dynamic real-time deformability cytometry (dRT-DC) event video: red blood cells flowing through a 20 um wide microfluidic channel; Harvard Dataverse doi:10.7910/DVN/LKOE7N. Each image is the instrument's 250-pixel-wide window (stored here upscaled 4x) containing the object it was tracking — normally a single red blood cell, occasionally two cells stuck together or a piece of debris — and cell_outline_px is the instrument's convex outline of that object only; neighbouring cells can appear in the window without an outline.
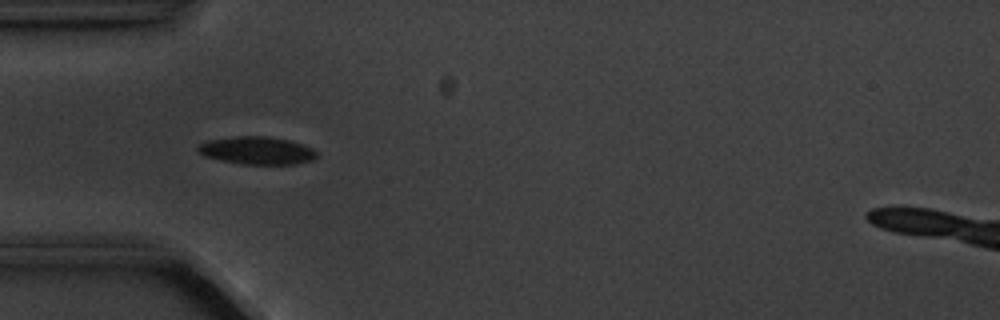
{"species": "common noctule bat (a hibernating species)", "species_latin": "Nyctalus noctula", "temperature_condition": "cold", "stored_images_in_passage": 2, "camera_frame_rate_fps": 3000, "um_per_image_px": 0.085, "animal": {"sex": "male", "body_mass_g": 20.1, "forearm_length_mm": 53.5}, "frame": {"image": 1, "passage_image": 1, "time_ms": 0.0, "image_size_px": [1000, 320], "cell_outline_px": [[320, 156], [312, 160], [292, 164], [240, 164], [204, 156], [196, 148], [200, 144], [208, 140], [236, 136], [264, 136], [288, 140], [312, 148]], "centroid_in_image_um": [21.84, 12.79], "position_along_channel_um": 63.2, "area_um2": 19.02}}